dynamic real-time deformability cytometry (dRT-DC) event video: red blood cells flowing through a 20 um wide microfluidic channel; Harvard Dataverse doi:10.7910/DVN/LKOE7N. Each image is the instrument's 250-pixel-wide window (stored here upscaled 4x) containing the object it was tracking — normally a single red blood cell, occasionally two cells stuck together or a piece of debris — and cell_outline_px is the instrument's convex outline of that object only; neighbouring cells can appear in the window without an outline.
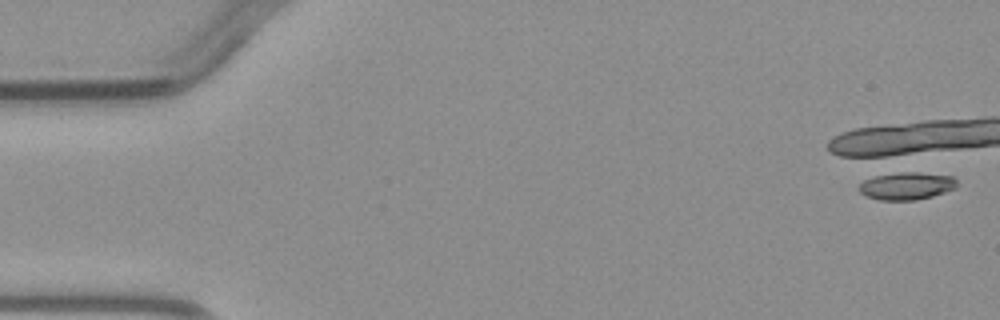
{"species": "common noctule bat (a hibernating species)", "species_latin": "Nyctalus noctula", "temperature_condition": "warm", "stored_images_in_passage": 6, "camera_frame_rate_fps": 3000, "um_per_image_px": 0.085, "animal": {"sex": "male", "body_mass_g": 23.1, "forearm_length_mm": 52.7}, "frame": {"image": 1, "passage_image": 1, "time_ms": 0.0, "image_size_px": [1000, 320], "cell_outline_px": [[956, 188], [932, 196], [916, 200], [880, 200], [868, 196], [860, 192], [856, 188], [864, 180], [884, 172], [916, 172], [952, 176], [956, 180]], "centroid_in_image_um": [77.01, 15.79], "position_along_channel_um": 8.0, "area_um2": 15.84}}